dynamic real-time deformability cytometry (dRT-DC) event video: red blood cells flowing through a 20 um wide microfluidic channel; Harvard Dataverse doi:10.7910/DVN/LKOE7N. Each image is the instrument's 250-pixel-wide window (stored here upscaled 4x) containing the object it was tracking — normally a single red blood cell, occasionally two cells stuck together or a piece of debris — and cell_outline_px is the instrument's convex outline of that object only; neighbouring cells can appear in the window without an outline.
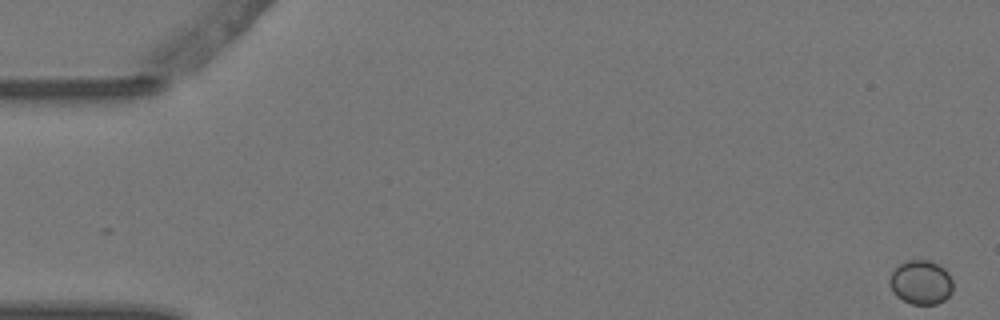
{"species": "Egyptian fruit bat (a non-hibernating species)", "species_latin": "Rousettus aegyptiacus", "temperature_condition": "warm", "stored_images_in_passage": 5, "camera_frame_rate_fps": 3000, "um_per_image_px": 0.085, "animal": {"sex": "female"}, "frame": {"image": 1, "passage_image": 1, "time_ms": 0.0, "image_size_px": [1000, 320], "cell_outline_px": [[952, 292], [944, 300], [936, 304], [912, 304], [896, 296], [892, 292], [888, 284], [888, 280], [892, 272], [900, 264], [908, 260], [932, 260], [944, 268], [948, 272], [952, 280]], "centroid_in_image_um": [78.27, 23.99], "position_along_channel_um": 6.7, "area_um2": 16.42}}
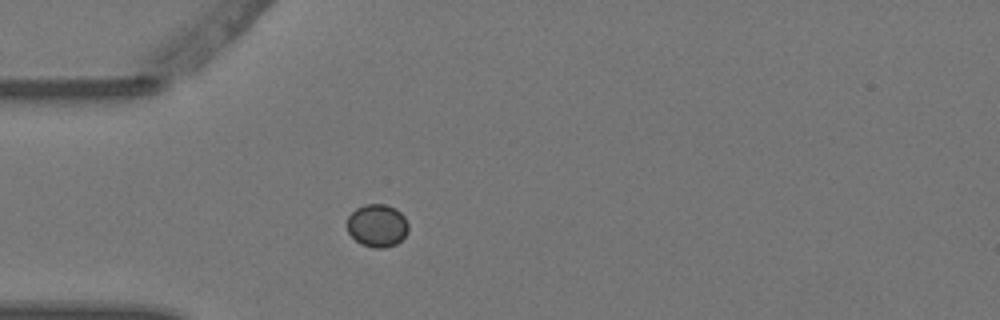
{"frame": {"image": 2, "passage_image": 5, "time_ms": 1.333, "image_size_px": [1000, 320], "cell_outline_px": [[408, 232], [396, 244], [384, 248], [372, 248], [360, 244], [348, 232], [348, 216], [356, 208], [364, 204], [384, 204], [396, 208], [404, 216], [408, 224]], "centroid_in_image_um": [32.07, 19.17], "position_along_channel_um": 52.9, "area_um2": 15.32}}